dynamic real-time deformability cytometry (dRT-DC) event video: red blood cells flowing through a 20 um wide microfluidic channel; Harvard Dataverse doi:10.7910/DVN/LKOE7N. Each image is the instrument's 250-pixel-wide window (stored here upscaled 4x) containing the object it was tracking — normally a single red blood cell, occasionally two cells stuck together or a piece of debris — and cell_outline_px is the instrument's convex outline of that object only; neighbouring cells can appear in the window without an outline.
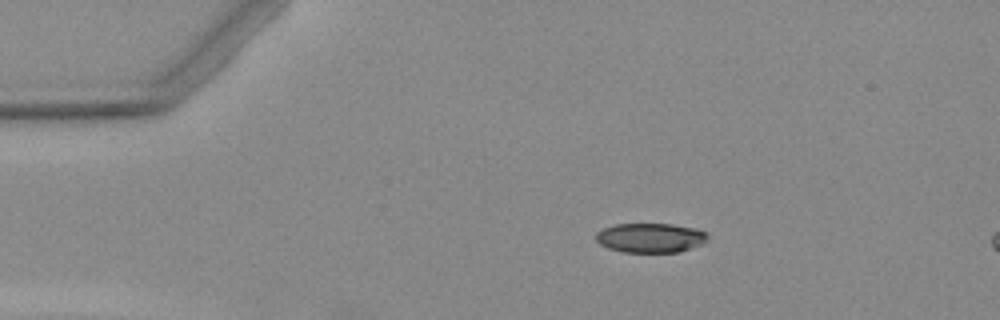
{"species": "Egyptian fruit bat (a non-hibernating species)", "species_latin": "Rousettus aegyptiacus", "temperature_condition": "warm", "stored_images_in_passage": 4, "camera_frame_rate_fps": 3000, "um_per_image_px": 0.085, "animal": {"sex": "female"}, "frame": {"image": 1, "passage_image": 1, "time_ms": 0.0, "image_size_px": [1000, 320], "cell_outline_px": [[708, 236], [704, 244], [680, 252], [624, 252], [608, 248], [600, 244], [596, 240], [596, 232], [604, 228], [616, 224], [672, 224], [696, 228], [708, 232]], "centroid_in_image_um": [55.33, 20.21], "position_along_channel_um": 29.7, "area_um2": 19.36}}
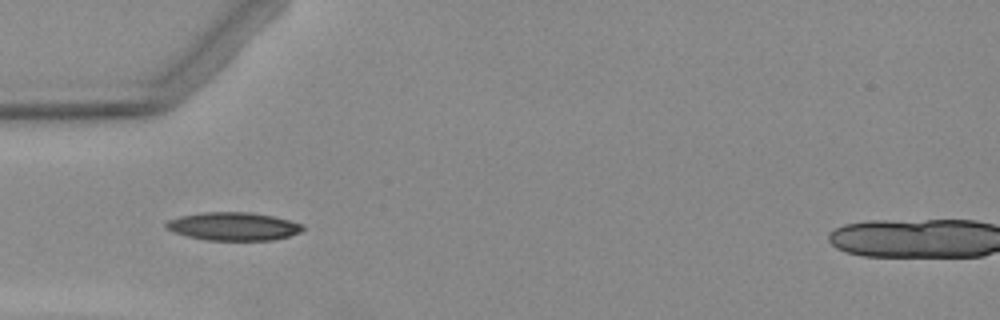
{"frame": {"image": 2, "passage_image": 3, "time_ms": 2.333, "image_size_px": [1000, 320], "cell_outline_px": [[304, 228], [300, 232], [288, 236], [272, 240], [208, 240], [188, 236], [172, 232], [164, 228], [164, 224], [168, 220], [180, 216], [200, 212], [248, 212], [272, 216], [304, 224]], "centroid_in_image_um": [19.8, 19.24], "position_along_channel_um": 65.2, "area_um2": 22.43}}
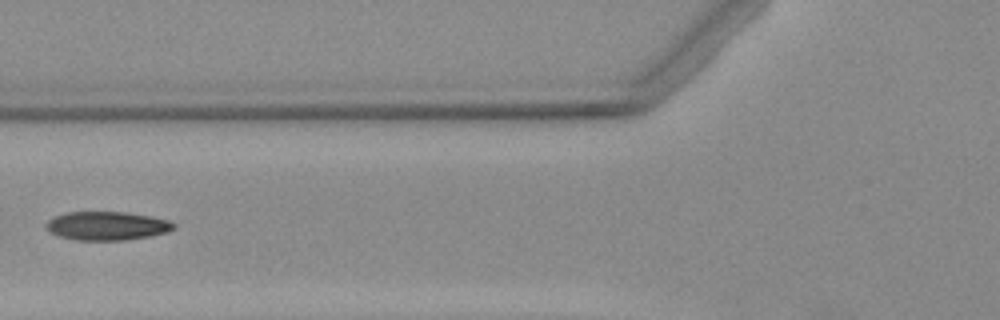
{"frame": {"image": 3, "passage_image": 4, "time_ms": 3.667, "image_size_px": [1000, 320], "cell_outline_px": [[176, 228], [168, 232], [148, 236], [124, 240], [76, 240], [60, 236], [52, 232], [44, 224], [52, 216], [68, 212], [128, 212], [152, 216], [168, 220], [176, 224]], "centroid_in_image_um": [9.12, 19.18], "position_along_channel_um": 116.7, "area_um2": 21.33}}